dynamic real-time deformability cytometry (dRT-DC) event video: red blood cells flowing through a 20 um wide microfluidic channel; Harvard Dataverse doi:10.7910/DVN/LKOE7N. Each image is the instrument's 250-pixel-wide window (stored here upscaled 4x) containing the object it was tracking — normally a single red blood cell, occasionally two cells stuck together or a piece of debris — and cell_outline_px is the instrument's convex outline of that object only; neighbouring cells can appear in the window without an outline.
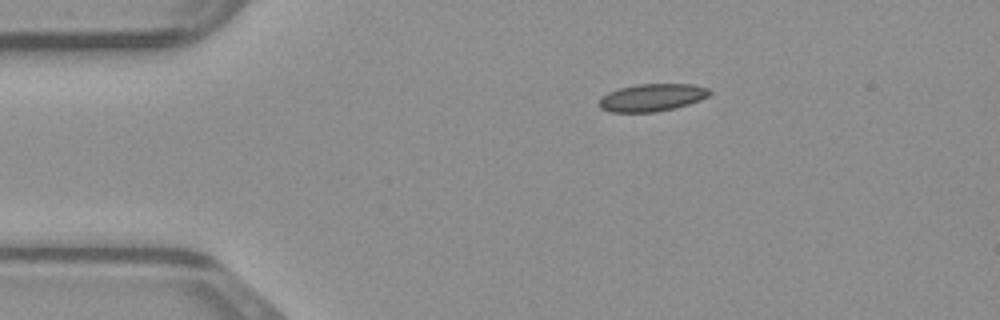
{"species": "common noctule bat (a hibernating species)", "species_latin": "Nyctalus noctula", "temperature_condition": "warm", "stored_images_in_passage": 40, "camera_frame_rate_fps": 3000, "um_per_image_px": 0.085, "animal": {"sex": "male", "body_mass_g": 23.1, "forearm_length_mm": 52.7}, "frame": {"image": 1, "passage_image": 1, "time_ms": 0.0, "image_size_px": [1000, 320], "cell_outline_px": [[712, 92], [708, 96], [700, 100], [676, 108], [656, 112], [612, 112], [600, 108], [596, 104], [600, 96], [608, 92], [620, 88], [636, 84], [692, 84], [708, 88]], "centroid_in_image_um": [55.38, 8.29], "position_along_channel_um": 29.6, "area_um2": 17.92}}
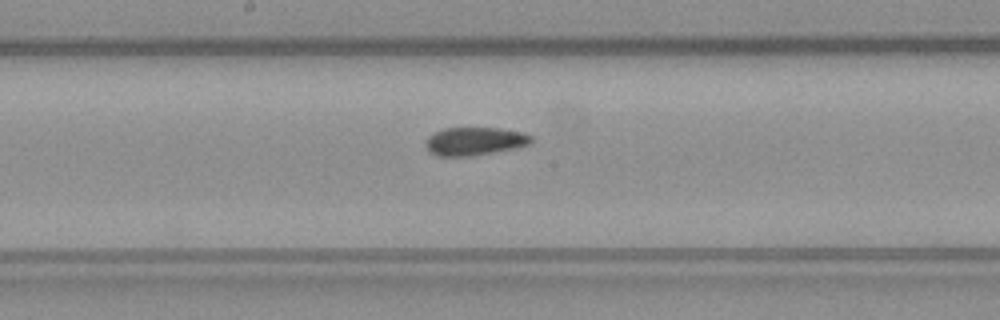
{"frame": {"image": 2, "passage_image": 17, "time_ms": 5.333, "image_size_px": [1000, 320], "cell_outline_px": [[532, 140], [528, 144], [512, 148], [472, 156], [436, 156], [428, 152], [424, 144], [424, 140], [432, 132], [444, 128], [500, 128], [524, 132], [532, 136]], "centroid_in_image_um": [40.26, 12.0], "position_along_channel_um": 207.9, "area_um2": 17.46}}
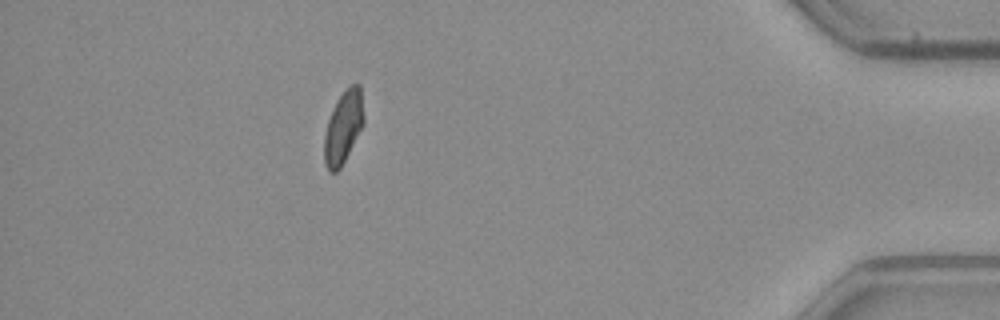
{"frame": {"image": 3, "passage_image": 35, "time_ms": 11.333, "image_size_px": [1000, 320], "cell_outline_px": [[364, 124], [340, 168], [336, 172], [328, 172], [324, 160], [324, 136], [328, 120], [340, 96], [352, 84], [360, 84], [364, 116]], "centroid_in_image_um": [29.19, 10.84], "position_along_channel_um": 406.0, "area_um2": 16.36}}